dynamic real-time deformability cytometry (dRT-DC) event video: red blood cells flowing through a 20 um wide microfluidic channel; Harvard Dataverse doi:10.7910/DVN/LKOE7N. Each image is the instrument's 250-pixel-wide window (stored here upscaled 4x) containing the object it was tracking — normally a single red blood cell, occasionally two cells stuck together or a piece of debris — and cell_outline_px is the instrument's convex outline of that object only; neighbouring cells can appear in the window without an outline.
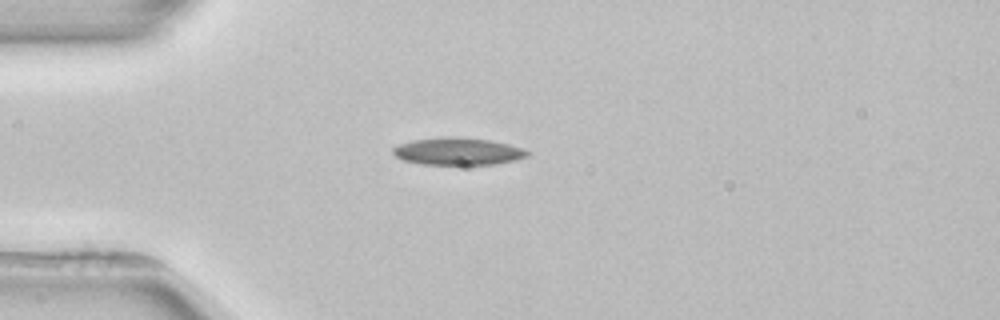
{"species": "common noctule bat (a hibernating species)", "species_latin": "Nyctalus noctula", "temperature_condition": "room temperature", "stored_images_in_passage": 3, "camera_frame_rate_fps": 3000, "um_per_image_px": 0.085, "animal": {"sex": "female", "body_mass_g": 22.7, "forearm_length_mm": 54.2}, "frame": {"image": 1, "passage_image": 3, "time_ms": 2.667, "image_size_px": [1000, 320], "cell_outline_px": [[532, 152], [528, 156], [516, 160], [496, 164], [420, 164], [404, 160], [396, 156], [392, 152], [392, 148], [400, 144], [412, 140], [444, 136], [460, 136], [492, 140], [524, 148]], "centroid_in_image_um": [38.96, 12.85], "position_along_channel_um": 46.0, "area_um2": 21.68}}